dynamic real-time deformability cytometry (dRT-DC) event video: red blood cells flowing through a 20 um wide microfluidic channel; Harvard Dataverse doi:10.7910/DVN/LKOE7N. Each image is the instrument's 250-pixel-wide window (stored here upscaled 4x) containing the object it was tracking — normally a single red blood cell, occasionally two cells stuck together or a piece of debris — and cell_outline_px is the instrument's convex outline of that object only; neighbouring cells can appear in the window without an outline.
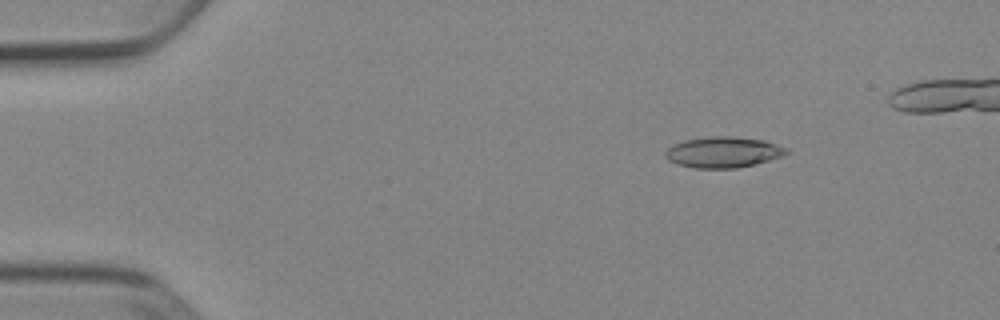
{"species": "Egyptian fruit bat (a non-hibernating species)", "species_latin": "Rousettus aegyptiacus", "temperature_condition": "cold", "stored_images_in_passage": 42, "camera_frame_rate_fps": 3000, "um_per_image_px": 0.085, "animal": {"sex": "female"}, "frame": {"image": 1, "passage_image": 1, "time_ms": 0.0, "image_size_px": [1000, 320], "cell_outline_px": [[788, 152], [784, 156], [736, 168], [696, 168], [676, 164], [668, 160], [664, 156], [664, 152], [672, 144], [684, 140], [712, 136], [728, 136], [764, 140], [788, 148]], "centroid_in_image_um": [61.44, 12.93], "position_along_channel_um": 23.6, "area_um2": 21.73}}
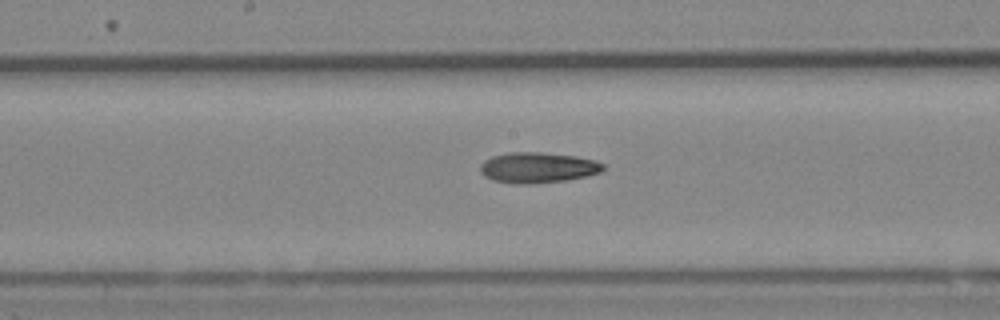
{"frame": {"image": 2, "passage_image": 21, "time_ms": 6.667, "image_size_px": [1000, 320], "cell_outline_px": [[604, 168], [600, 172], [568, 180], [528, 184], [512, 184], [492, 180], [484, 176], [480, 172], [480, 164], [484, 160], [492, 156], [512, 152], [540, 152], [576, 156], [596, 160], [604, 164]], "centroid_in_image_um": [45.68, 14.25], "position_along_channel_um": 202.5, "area_um2": 22.02}}
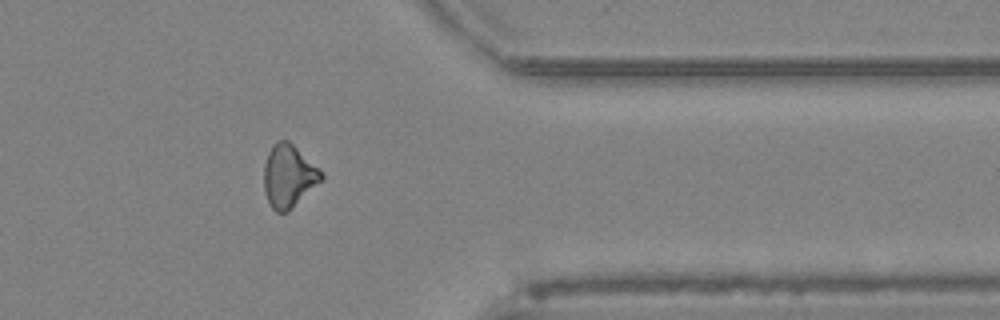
{"frame": {"image": 3, "passage_image": 36, "time_ms": 11.667, "image_size_px": [1000, 320], "cell_outline_px": [[324, 180], [288, 212], [276, 212], [272, 208], [264, 192], [264, 164], [268, 152], [272, 144], [276, 140], [288, 140], [324, 172]], "centroid_in_image_um": [24.56, 14.96], "position_along_channel_um": 386.8, "area_um2": 21.33}}